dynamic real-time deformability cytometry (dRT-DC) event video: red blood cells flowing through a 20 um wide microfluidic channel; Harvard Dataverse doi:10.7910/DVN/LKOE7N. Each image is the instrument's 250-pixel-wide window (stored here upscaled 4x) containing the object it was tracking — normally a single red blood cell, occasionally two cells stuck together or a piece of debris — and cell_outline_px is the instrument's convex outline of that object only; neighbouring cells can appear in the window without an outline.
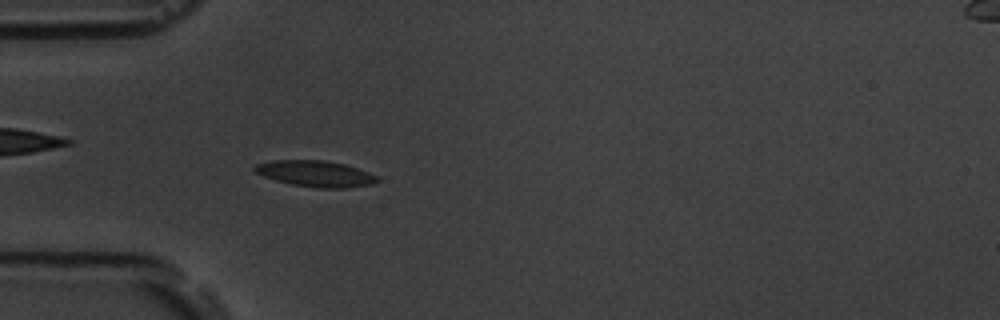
{"species": "common noctule bat (a hibernating species)", "species_latin": "Nyctalus noctula", "temperature_condition": "room temperature", "stored_images_in_passage": 54, "camera_frame_rate_fps": 3000, "um_per_image_px": 0.085, "animal": {"sex": "male", "body_mass_g": 19.5, "forearm_length_mm": 54.6}, "frame": {"image": 1, "passage_image": 16, "time_ms": 5.0, "image_size_px": [1000, 320], "cell_outline_px": [[380, 180], [372, 184], [344, 188], [316, 188], [292, 184], [276, 180], [264, 176], [256, 172], [252, 168], [256, 164], [272, 160], [324, 160], [344, 164], [368, 172], [376, 176]], "centroid_in_image_um": [26.8, 14.76], "position_along_channel_um": 58.2, "area_um2": 18.5}}
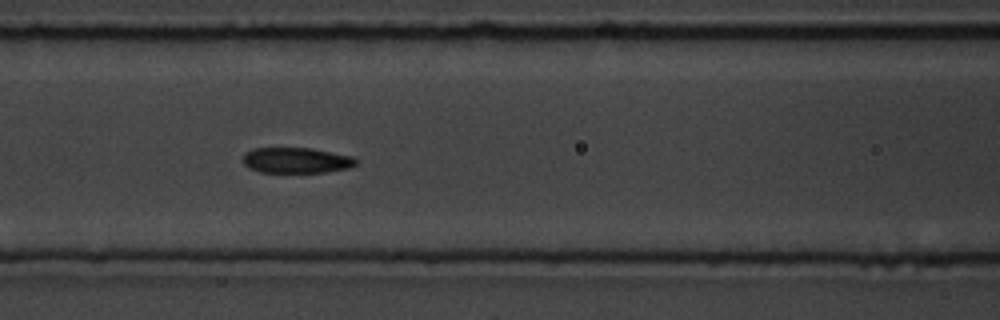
{"frame": {"image": 2, "passage_image": 23, "time_ms": 7.333, "image_size_px": [1000, 320], "cell_outline_px": [[356, 164], [348, 168], [324, 172], [260, 172], [248, 168], [244, 164], [244, 152], [252, 148], [312, 148], [352, 156], [356, 160]], "centroid_in_image_um": [25.15, 13.62], "position_along_channel_um": 141.4, "area_um2": 16.82}}
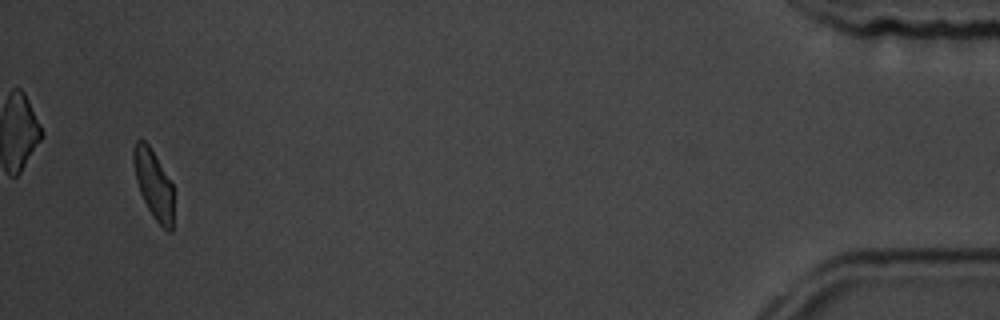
{"frame": {"image": 3, "passage_image": 52, "time_ms": 17.0, "image_size_px": [1000, 320], "cell_outline_px": [[172, 232], [168, 232], [152, 216], [140, 192], [136, 180], [132, 160], [132, 148], [136, 140], [144, 140], [148, 144], [172, 184]], "centroid_in_image_um": [13.02, 15.64], "position_along_channel_um": 422.2, "area_um2": 15.78}, "authors_computed_cell_mechanics": {"area_um2": 17.4556, "velocity_mm_per_s": 3.7499, "shape_relaxation_time_tau1_ms": 4.4402, "shape_relaxation_time_tau2_ms": 2.6266, "deformation_change_tau1": 0.1322, "deformation_change_tau2": 0.0822}}